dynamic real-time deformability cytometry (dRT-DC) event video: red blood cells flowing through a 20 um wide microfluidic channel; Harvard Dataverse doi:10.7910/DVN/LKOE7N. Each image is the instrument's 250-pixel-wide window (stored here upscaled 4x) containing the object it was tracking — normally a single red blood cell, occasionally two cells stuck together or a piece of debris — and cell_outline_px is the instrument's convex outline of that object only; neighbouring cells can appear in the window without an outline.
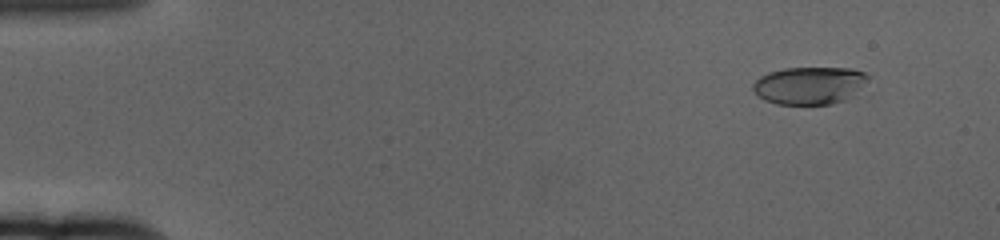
{"species": "human", "species_latin": "Homo sapiens", "temperature_condition": "cold", "stored_images_in_passage": 21, "camera_frame_rate_fps": 3000, "um_per_image_px": 0.085, "donor": {"sex": "female"}, "frame": {"image": 1, "passage_image": 6, "time_ms": 1.667, "image_size_px": [1000, 240], "cell_outline_px": [[868, 76], [856, 96], [832, 104], [776, 104], [764, 100], [752, 88], [752, 84], [760, 76], [768, 72], [784, 68], [852, 68], [864, 72]], "centroid_in_image_um": [68.81, 7.26], "position_along_channel_um": 16.2, "area_um2": 25.26}}
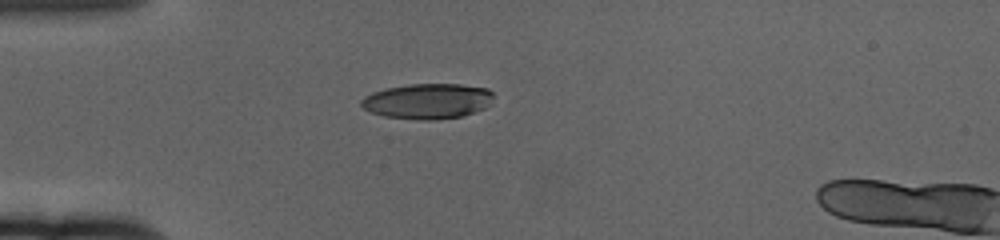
{"frame": {"image": 2, "passage_image": 18, "time_ms": 5.667, "image_size_px": [1000, 240], "cell_outline_px": [[492, 104], [484, 108], [464, 116], [432, 120], [424, 120], [384, 116], [372, 112], [364, 108], [360, 104], [360, 100], [364, 96], [372, 92], [384, 88], [408, 84], [460, 84], [488, 88], [492, 92]], "centroid_in_image_um": [36.35, 8.59], "position_along_channel_um": 48.6, "area_um2": 27.4}}